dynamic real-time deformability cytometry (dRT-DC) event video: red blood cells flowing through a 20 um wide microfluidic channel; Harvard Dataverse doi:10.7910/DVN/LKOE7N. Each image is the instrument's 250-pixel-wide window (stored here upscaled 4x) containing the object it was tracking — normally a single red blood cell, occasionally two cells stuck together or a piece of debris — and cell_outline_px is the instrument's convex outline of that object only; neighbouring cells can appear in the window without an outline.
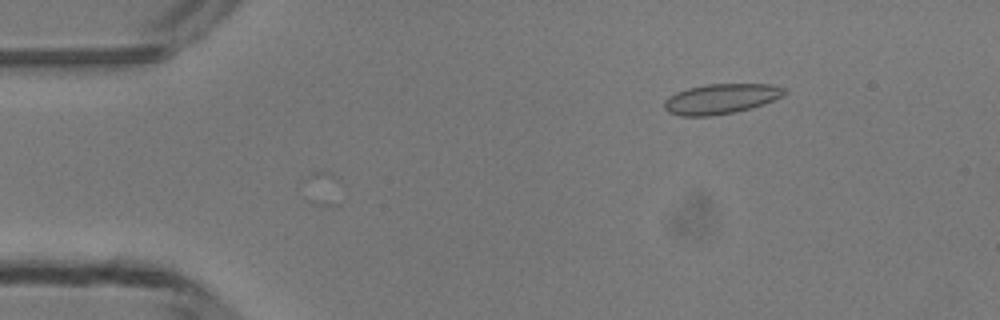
{"species": "common noctule bat (a hibernating species)", "species_latin": "Nyctalus noctula", "temperature_condition": "room temperature", "stored_images_in_passage": 4, "camera_frame_rate_fps": 3000, "um_per_image_px": 0.085, "animal": {"sex": "male", "body_mass_g": 13.3}, "frame": {"image": 1, "passage_image": 2, "time_ms": 0.333, "image_size_px": [1000, 320], "cell_outline_px": [[788, 92], [784, 96], [764, 104], [752, 108], [712, 116], [680, 116], [668, 112], [664, 108], [664, 100], [668, 96], [676, 92], [688, 88], [708, 84], [768, 84], [788, 88]], "centroid_in_image_um": [61.3, 8.4], "position_along_channel_um": 23.7, "area_um2": 21.27}}